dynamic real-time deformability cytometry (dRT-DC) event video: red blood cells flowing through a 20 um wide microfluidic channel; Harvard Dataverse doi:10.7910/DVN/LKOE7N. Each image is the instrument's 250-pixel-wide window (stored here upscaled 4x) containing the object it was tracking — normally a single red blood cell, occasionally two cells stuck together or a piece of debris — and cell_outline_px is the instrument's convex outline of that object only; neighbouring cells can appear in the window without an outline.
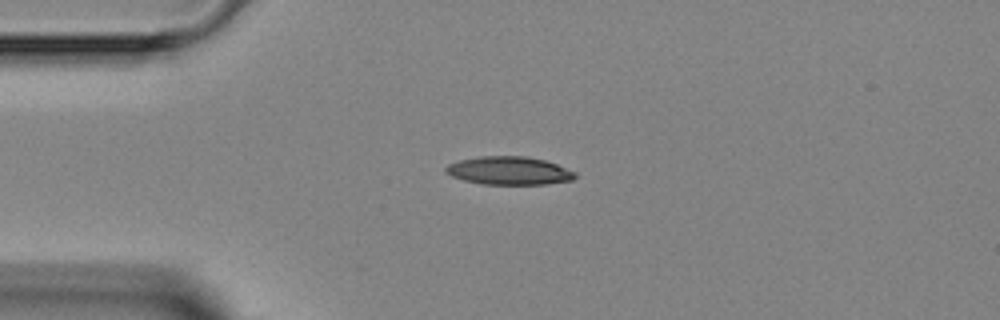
{"species": "Egyptian fruit bat (a non-hibernating species)", "species_latin": "Rousettus aegyptiacus", "temperature_condition": "room temperature", "stored_images_in_passage": 4, "camera_frame_rate_fps": 3000, "um_per_image_px": 0.085, "animal": {"sex": "female"}, "frame": {"image": 1, "passage_image": 3, "time_ms": 2.333, "image_size_px": [1000, 320], "cell_outline_px": [[576, 176], [572, 180], [548, 184], [480, 184], [464, 180], [452, 176], [444, 172], [444, 168], [448, 164], [460, 160], [480, 156], [524, 156], [544, 160], [556, 164], [576, 172]], "centroid_in_image_um": [43.25, 14.51], "position_along_channel_um": 41.7, "area_um2": 21.21}}